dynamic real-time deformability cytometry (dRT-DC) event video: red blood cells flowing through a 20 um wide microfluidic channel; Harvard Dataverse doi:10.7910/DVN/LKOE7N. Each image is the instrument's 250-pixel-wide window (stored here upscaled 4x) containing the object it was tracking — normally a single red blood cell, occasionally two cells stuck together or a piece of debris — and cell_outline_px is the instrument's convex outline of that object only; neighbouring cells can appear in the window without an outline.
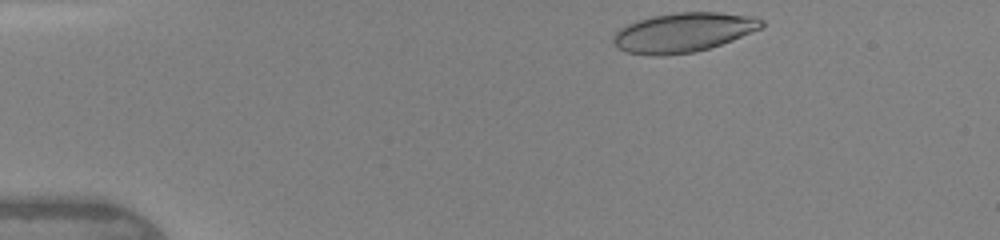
{"species": "human", "species_latin": "Homo sapiens", "temperature_condition": "warm", "stored_images_in_passage": 21, "camera_frame_rate_fps": 3000, "um_per_image_px": 0.085, "donor": {"sex": "female"}, "frame": {"image": 1, "passage_image": 1, "time_ms": 0.0, "image_size_px": [1000, 240], "cell_outline_px": [[764, 28], [732, 40], [708, 48], [692, 52], [664, 56], [652, 56], [624, 52], [612, 40], [616, 32], [620, 28], [628, 24], [652, 16], [676, 12], [720, 12], [756, 16], [764, 20]], "centroid_in_image_um": [58.13, 2.75], "position_along_channel_um": 26.9, "area_um2": 34.16}}
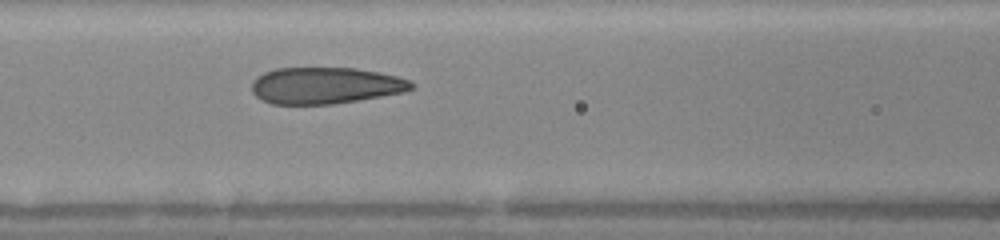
{"frame": {"image": 2, "passage_image": 10, "time_ms": 4.333, "image_size_px": [1000, 240], "cell_outline_px": [[416, 84], [412, 88], [404, 92], [332, 104], [272, 104], [260, 100], [252, 92], [252, 80], [264, 72], [276, 68], [356, 68], [396, 76], [408, 80]], "centroid_in_image_um": [27.61, 7.27], "position_along_channel_um": 139.0, "area_um2": 33.87}}
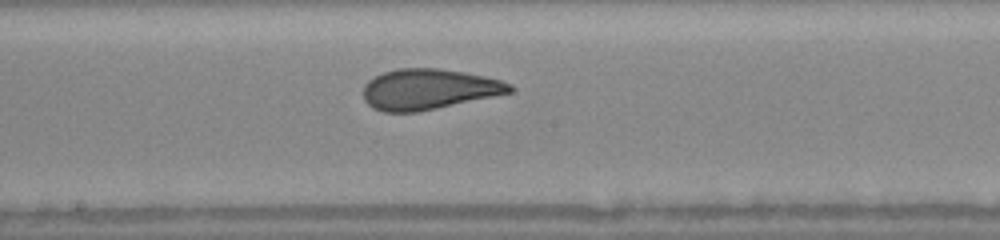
{"frame": {"image": 3, "passage_image": 14, "time_ms": 6.0, "image_size_px": [1000, 240], "cell_outline_px": [[516, 88], [512, 92], [436, 108], [416, 112], [384, 112], [372, 108], [364, 100], [364, 84], [368, 80], [384, 72], [400, 68], [440, 68], [464, 72], [484, 76], [500, 80], [512, 84]], "centroid_in_image_um": [36.43, 7.58], "position_along_channel_um": 211.8, "area_um2": 34.51}}